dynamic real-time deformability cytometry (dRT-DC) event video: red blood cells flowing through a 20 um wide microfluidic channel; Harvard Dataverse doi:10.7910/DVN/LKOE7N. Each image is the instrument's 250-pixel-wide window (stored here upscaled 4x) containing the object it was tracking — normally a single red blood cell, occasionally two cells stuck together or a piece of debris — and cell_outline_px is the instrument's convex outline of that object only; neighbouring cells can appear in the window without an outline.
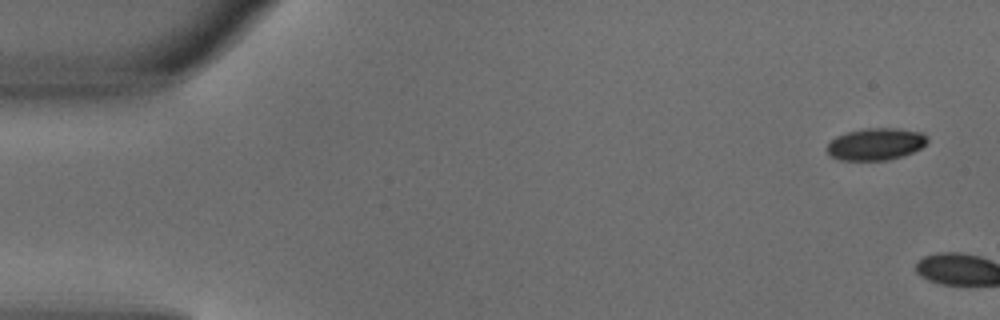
{"species": "common noctule bat (a hibernating species)", "species_latin": "Nyctalus noctula", "temperature_condition": "warm", "stored_images_in_passage": 4, "camera_frame_rate_fps": 3000, "um_per_image_px": 0.085, "animal": {"sex": "male", "body_mass_g": 18.8}, "frame": {"image": 1, "passage_image": 1, "time_ms": 0.0, "image_size_px": [1000, 320], "cell_outline_px": [[928, 140], [920, 148], [912, 152], [900, 156], [884, 160], [840, 160], [832, 156], [828, 152], [828, 144], [836, 136], [848, 132], [864, 128], [892, 128], [920, 132], [928, 136]], "centroid_in_image_um": [74.43, 12.24], "position_along_channel_um": 10.6, "area_um2": 18.38}}